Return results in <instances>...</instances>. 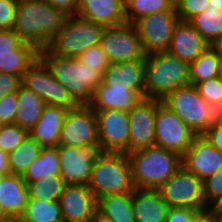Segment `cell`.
Listing matches in <instances>:
<instances>
[{
  "label": "cell",
  "instance_id": "cell-1",
  "mask_svg": "<svg viewBox=\"0 0 222 222\" xmlns=\"http://www.w3.org/2000/svg\"><path fill=\"white\" fill-rule=\"evenodd\" d=\"M69 15L45 0L18 1L13 30L38 51L49 47Z\"/></svg>",
  "mask_w": 222,
  "mask_h": 222
},
{
  "label": "cell",
  "instance_id": "cell-2",
  "mask_svg": "<svg viewBox=\"0 0 222 222\" xmlns=\"http://www.w3.org/2000/svg\"><path fill=\"white\" fill-rule=\"evenodd\" d=\"M39 59L78 105H89L95 89L103 83L100 71L85 66L78 59L53 54L48 48L39 51Z\"/></svg>",
  "mask_w": 222,
  "mask_h": 222
},
{
  "label": "cell",
  "instance_id": "cell-3",
  "mask_svg": "<svg viewBox=\"0 0 222 222\" xmlns=\"http://www.w3.org/2000/svg\"><path fill=\"white\" fill-rule=\"evenodd\" d=\"M128 156L137 189H158L182 167L181 155L156 145L134 151Z\"/></svg>",
  "mask_w": 222,
  "mask_h": 222
},
{
  "label": "cell",
  "instance_id": "cell-4",
  "mask_svg": "<svg viewBox=\"0 0 222 222\" xmlns=\"http://www.w3.org/2000/svg\"><path fill=\"white\" fill-rule=\"evenodd\" d=\"M189 64L168 51L145 57V97L162 100L179 87L189 85Z\"/></svg>",
  "mask_w": 222,
  "mask_h": 222
},
{
  "label": "cell",
  "instance_id": "cell-5",
  "mask_svg": "<svg viewBox=\"0 0 222 222\" xmlns=\"http://www.w3.org/2000/svg\"><path fill=\"white\" fill-rule=\"evenodd\" d=\"M88 187L102 197L133 192L132 164L126 153L101 152L92 166Z\"/></svg>",
  "mask_w": 222,
  "mask_h": 222
},
{
  "label": "cell",
  "instance_id": "cell-6",
  "mask_svg": "<svg viewBox=\"0 0 222 222\" xmlns=\"http://www.w3.org/2000/svg\"><path fill=\"white\" fill-rule=\"evenodd\" d=\"M105 28L78 15H69L48 49L53 54L77 59L90 47L100 44Z\"/></svg>",
  "mask_w": 222,
  "mask_h": 222
},
{
  "label": "cell",
  "instance_id": "cell-7",
  "mask_svg": "<svg viewBox=\"0 0 222 222\" xmlns=\"http://www.w3.org/2000/svg\"><path fill=\"white\" fill-rule=\"evenodd\" d=\"M163 103L177 114L196 135H203L217 120L216 109L189 84L170 92Z\"/></svg>",
  "mask_w": 222,
  "mask_h": 222
},
{
  "label": "cell",
  "instance_id": "cell-8",
  "mask_svg": "<svg viewBox=\"0 0 222 222\" xmlns=\"http://www.w3.org/2000/svg\"><path fill=\"white\" fill-rule=\"evenodd\" d=\"M180 21L176 6L170 10L145 15L133 24L146 55L168 51L176 24Z\"/></svg>",
  "mask_w": 222,
  "mask_h": 222
},
{
  "label": "cell",
  "instance_id": "cell-9",
  "mask_svg": "<svg viewBox=\"0 0 222 222\" xmlns=\"http://www.w3.org/2000/svg\"><path fill=\"white\" fill-rule=\"evenodd\" d=\"M158 190L170 208L189 207L197 210L208 208L204 198L203 182L183 166Z\"/></svg>",
  "mask_w": 222,
  "mask_h": 222
},
{
  "label": "cell",
  "instance_id": "cell-10",
  "mask_svg": "<svg viewBox=\"0 0 222 222\" xmlns=\"http://www.w3.org/2000/svg\"><path fill=\"white\" fill-rule=\"evenodd\" d=\"M58 146L99 148L97 118L89 105H78L68 110Z\"/></svg>",
  "mask_w": 222,
  "mask_h": 222
},
{
  "label": "cell",
  "instance_id": "cell-11",
  "mask_svg": "<svg viewBox=\"0 0 222 222\" xmlns=\"http://www.w3.org/2000/svg\"><path fill=\"white\" fill-rule=\"evenodd\" d=\"M100 45L111 63L136 61L146 57L133 23L106 26Z\"/></svg>",
  "mask_w": 222,
  "mask_h": 222
},
{
  "label": "cell",
  "instance_id": "cell-12",
  "mask_svg": "<svg viewBox=\"0 0 222 222\" xmlns=\"http://www.w3.org/2000/svg\"><path fill=\"white\" fill-rule=\"evenodd\" d=\"M22 85L39 95L46 105L68 110L78 106L68 90L53 77L39 58L23 75Z\"/></svg>",
  "mask_w": 222,
  "mask_h": 222
},
{
  "label": "cell",
  "instance_id": "cell-13",
  "mask_svg": "<svg viewBox=\"0 0 222 222\" xmlns=\"http://www.w3.org/2000/svg\"><path fill=\"white\" fill-rule=\"evenodd\" d=\"M198 135L163 102L157 108L156 146L183 155Z\"/></svg>",
  "mask_w": 222,
  "mask_h": 222
},
{
  "label": "cell",
  "instance_id": "cell-14",
  "mask_svg": "<svg viewBox=\"0 0 222 222\" xmlns=\"http://www.w3.org/2000/svg\"><path fill=\"white\" fill-rule=\"evenodd\" d=\"M95 114L101 151L129 154V112L108 109Z\"/></svg>",
  "mask_w": 222,
  "mask_h": 222
},
{
  "label": "cell",
  "instance_id": "cell-15",
  "mask_svg": "<svg viewBox=\"0 0 222 222\" xmlns=\"http://www.w3.org/2000/svg\"><path fill=\"white\" fill-rule=\"evenodd\" d=\"M162 102L145 97L129 111V153L156 145V115Z\"/></svg>",
  "mask_w": 222,
  "mask_h": 222
},
{
  "label": "cell",
  "instance_id": "cell-16",
  "mask_svg": "<svg viewBox=\"0 0 222 222\" xmlns=\"http://www.w3.org/2000/svg\"><path fill=\"white\" fill-rule=\"evenodd\" d=\"M60 176L67 185L88 184L92 166L102 152L100 148L58 146Z\"/></svg>",
  "mask_w": 222,
  "mask_h": 222
},
{
  "label": "cell",
  "instance_id": "cell-17",
  "mask_svg": "<svg viewBox=\"0 0 222 222\" xmlns=\"http://www.w3.org/2000/svg\"><path fill=\"white\" fill-rule=\"evenodd\" d=\"M64 222H94L98 200L87 184L66 185L59 198Z\"/></svg>",
  "mask_w": 222,
  "mask_h": 222
},
{
  "label": "cell",
  "instance_id": "cell-18",
  "mask_svg": "<svg viewBox=\"0 0 222 222\" xmlns=\"http://www.w3.org/2000/svg\"><path fill=\"white\" fill-rule=\"evenodd\" d=\"M182 166L204 182L222 168V153L200 135L182 155Z\"/></svg>",
  "mask_w": 222,
  "mask_h": 222
},
{
  "label": "cell",
  "instance_id": "cell-19",
  "mask_svg": "<svg viewBox=\"0 0 222 222\" xmlns=\"http://www.w3.org/2000/svg\"><path fill=\"white\" fill-rule=\"evenodd\" d=\"M210 46L188 21L180 20L175 26L168 52L191 64Z\"/></svg>",
  "mask_w": 222,
  "mask_h": 222
},
{
  "label": "cell",
  "instance_id": "cell-20",
  "mask_svg": "<svg viewBox=\"0 0 222 222\" xmlns=\"http://www.w3.org/2000/svg\"><path fill=\"white\" fill-rule=\"evenodd\" d=\"M103 83L145 94V59L111 63L103 73Z\"/></svg>",
  "mask_w": 222,
  "mask_h": 222
},
{
  "label": "cell",
  "instance_id": "cell-21",
  "mask_svg": "<svg viewBox=\"0 0 222 222\" xmlns=\"http://www.w3.org/2000/svg\"><path fill=\"white\" fill-rule=\"evenodd\" d=\"M29 200L28 186L22 175L8 174L0 177V210L3 215L19 219Z\"/></svg>",
  "mask_w": 222,
  "mask_h": 222
},
{
  "label": "cell",
  "instance_id": "cell-22",
  "mask_svg": "<svg viewBox=\"0 0 222 222\" xmlns=\"http://www.w3.org/2000/svg\"><path fill=\"white\" fill-rule=\"evenodd\" d=\"M76 15L104 26L127 22L125 0H79Z\"/></svg>",
  "mask_w": 222,
  "mask_h": 222
},
{
  "label": "cell",
  "instance_id": "cell-23",
  "mask_svg": "<svg viewBox=\"0 0 222 222\" xmlns=\"http://www.w3.org/2000/svg\"><path fill=\"white\" fill-rule=\"evenodd\" d=\"M68 109L46 105L42 116L29 135L43 148L58 147L61 129Z\"/></svg>",
  "mask_w": 222,
  "mask_h": 222
},
{
  "label": "cell",
  "instance_id": "cell-24",
  "mask_svg": "<svg viewBox=\"0 0 222 222\" xmlns=\"http://www.w3.org/2000/svg\"><path fill=\"white\" fill-rule=\"evenodd\" d=\"M142 98H145V94H136L126 88L110 87L102 83L95 89L89 106L94 111L115 109L129 112Z\"/></svg>",
  "mask_w": 222,
  "mask_h": 222
},
{
  "label": "cell",
  "instance_id": "cell-25",
  "mask_svg": "<svg viewBox=\"0 0 222 222\" xmlns=\"http://www.w3.org/2000/svg\"><path fill=\"white\" fill-rule=\"evenodd\" d=\"M170 206L158 189H135L133 210L135 222H165Z\"/></svg>",
  "mask_w": 222,
  "mask_h": 222
},
{
  "label": "cell",
  "instance_id": "cell-26",
  "mask_svg": "<svg viewBox=\"0 0 222 222\" xmlns=\"http://www.w3.org/2000/svg\"><path fill=\"white\" fill-rule=\"evenodd\" d=\"M98 217L105 222H135L133 192L100 198Z\"/></svg>",
  "mask_w": 222,
  "mask_h": 222
},
{
  "label": "cell",
  "instance_id": "cell-27",
  "mask_svg": "<svg viewBox=\"0 0 222 222\" xmlns=\"http://www.w3.org/2000/svg\"><path fill=\"white\" fill-rule=\"evenodd\" d=\"M17 96L18 104L14 124L29 132L41 118L46 104L39 95L23 85L17 91Z\"/></svg>",
  "mask_w": 222,
  "mask_h": 222
},
{
  "label": "cell",
  "instance_id": "cell-28",
  "mask_svg": "<svg viewBox=\"0 0 222 222\" xmlns=\"http://www.w3.org/2000/svg\"><path fill=\"white\" fill-rule=\"evenodd\" d=\"M38 58L39 51L28 43L16 51H0V73L23 77Z\"/></svg>",
  "mask_w": 222,
  "mask_h": 222
},
{
  "label": "cell",
  "instance_id": "cell-29",
  "mask_svg": "<svg viewBox=\"0 0 222 222\" xmlns=\"http://www.w3.org/2000/svg\"><path fill=\"white\" fill-rule=\"evenodd\" d=\"M60 158L57 147L42 148L39 156L22 175L26 184L40 179L49 180L51 175H60Z\"/></svg>",
  "mask_w": 222,
  "mask_h": 222
},
{
  "label": "cell",
  "instance_id": "cell-30",
  "mask_svg": "<svg viewBox=\"0 0 222 222\" xmlns=\"http://www.w3.org/2000/svg\"><path fill=\"white\" fill-rule=\"evenodd\" d=\"M212 45L222 38V11L207 7L201 14L188 21Z\"/></svg>",
  "mask_w": 222,
  "mask_h": 222
},
{
  "label": "cell",
  "instance_id": "cell-31",
  "mask_svg": "<svg viewBox=\"0 0 222 222\" xmlns=\"http://www.w3.org/2000/svg\"><path fill=\"white\" fill-rule=\"evenodd\" d=\"M19 219L25 222H64L59 200L29 199L25 212Z\"/></svg>",
  "mask_w": 222,
  "mask_h": 222
},
{
  "label": "cell",
  "instance_id": "cell-32",
  "mask_svg": "<svg viewBox=\"0 0 222 222\" xmlns=\"http://www.w3.org/2000/svg\"><path fill=\"white\" fill-rule=\"evenodd\" d=\"M220 61L217 52L210 46L197 60L189 64L190 84L195 85L218 77Z\"/></svg>",
  "mask_w": 222,
  "mask_h": 222
},
{
  "label": "cell",
  "instance_id": "cell-33",
  "mask_svg": "<svg viewBox=\"0 0 222 222\" xmlns=\"http://www.w3.org/2000/svg\"><path fill=\"white\" fill-rule=\"evenodd\" d=\"M43 147L30 135L8 154L10 173L23 175L28 166L39 156Z\"/></svg>",
  "mask_w": 222,
  "mask_h": 222
},
{
  "label": "cell",
  "instance_id": "cell-34",
  "mask_svg": "<svg viewBox=\"0 0 222 222\" xmlns=\"http://www.w3.org/2000/svg\"><path fill=\"white\" fill-rule=\"evenodd\" d=\"M67 184L60 175H51L49 180L40 179L28 184L29 199L59 200Z\"/></svg>",
  "mask_w": 222,
  "mask_h": 222
},
{
  "label": "cell",
  "instance_id": "cell-35",
  "mask_svg": "<svg viewBox=\"0 0 222 222\" xmlns=\"http://www.w3.org/2000/svg\"><path fill=\"white\" fill-rule=\"evenodd\" d=\"M173 6L170 0H125L126 19L134 23L145 15L167 11Z\"/></svg>",
  "mask_w": 222,
  "mask_h": 222
},
{
  "label": "cell",
  "instance_id": "cell-36",
  "mask_svg": "<svg viewBox=\"0 0 222 222\" xmlns=\"http://www.w3.org/2000/svg\"><path fill=\"white\" fill-rule=\"evenodd\" d=\"M28 136L29 132L17 124L0 125V149L9 154Z\"/></svg>",
  "mask_w": 222,
  "mask_h": 222
},
{
  "label": "cell",
  "instance_id": "cell-37",
  "mask_svg": "<svg viewBox=\"0 0 222 222\" xmlns=\"http://www.w3.org/2000/svg\"><path fill=\"white\" fill-rule=\"evenodd\" d=\"M204 184L206 206L215 208L222 203V168L212 174Z\"/></svg>",
  "mask_w": 222,
  "mask_h": 222
},
{
  "label": "cell",
  "instance_id": "cell-38",
  "mask_svg": "<svg viewBox=\"0 0 222 222\" xmlns=\"http://www.w3.org/2000/svg\"><path fill=\"white\" fill-rule=\"evenodd\" d=\"M195 87L202 98L215 109L221 103L222 81L218 77L196 83Z\"/></svg>",
  "mask_w": 222,
  "mask_h": 222
},
{
  "label": "cell",
  "instance_id": "cell-39",
  "mask_svg": "<svg viewBox=\"0 0 222 222\" xmlns=\"http://www.w3.org/2000/svg\"><path fill=\"white\" fill-rule=\"evenodd\" d=\"M85 66L95 68L102 74L110 66L111 62L101 45H95L83 52L78 58Z\"/></svg>",
  "mask_w": 222,
  "mask_h": 222
},
{
  "label": "cell",
  "instance_id": "cell-40",
  "mask_svg": "<svg viewBox=\"0 0 222 222\" xmlns=\"http://www.w3.org/2000/svg\"><path fill=\"white\" fill-rule=\"evenodd\" d=\"M208 4L209 0H181L175 6L180 20L189 21L204 12Z\"/></svg>",
  "mask_w": 222,
  "mask_h": 222
},
{
  "label": "cell",
  "instance_id": "cell-41",
  "mask_svg": "<svg viewBox=\"0 0 222 222\" xmlns=\"http://www.w3.org/2000/svg\"><path fill=\"white\" fill-rule=\"evenodd\" d=\"M17 104V92L7 94L0 99V125L14 124Z\"/></svg>",
  "mask_w": 222,
  "mask_h": 222
},
{
  "label": "cell",
  "instance_id": "cell-42",
  "mask_svg": "<svg viewBox=\"0 0 222 222\" xmlns=\"http://www.w3.org/2000/svg\"><path fill=\"white\" fill-rule=\"evenodd\" d=\"M18 0H0V30H12L15 23Z\"/></svg>",
  "mask_w": 222,
  "mask_h": 222
},
{
  "label": "cell",
  "instance_id": "cell-43",
  "mask_svg": "<svg viewBox=\"0 0 222 222\" xmlns=\"http://www.w3.org/2000/svg\"><path fill=\"white\" fill-rule=\"evenodd\" d=\"M21 85V76L0 73V99L7 94L17 92Z\"/></svg>",
  "mask_w": 222,
  "mask_h": 222
},
{
  "label": "cell",
  "instance_id": "cell-44",
  "mask_svg": "<svg viewBox=\"0 0 222 222\" xmlns=\"http://www.w3.org/2000/svg\"><path fill=\"white\" fill-rule=\"evenodd\" d=\"M24 42L14 30H0V51H16Z\"/></svg>",
  "mask_w": 222,
  "mask_h": 222
},
{
  "label": "cell",
  "instance_id": "cell-45",
  "mask_svg": "<svg viewBox=\"0 0 222 222\" xmlns=\"http://www.w3.org/2000/svg\"><path fill=\"white\" fill-rule=\"evenodd\" d=\"M197 211L189 207L170 208L165 222H192Z\"/></svg>",
  "mask_w": 222,
  "mask_h": 222
},
{
  "label": "cell",
  "instance_id": "cell-46",
  "mask_svg": "<svg viewBox=\"0 0 222 222\" xmlns=\"http://www.w3.org/2000/svg\"><path fill=\"white\" fill-rule=\"evenodd\" d=\"M203 137L222 153V120L218 119Z\"/></svg>",
  "mask_w": 222,
  "mask_h": 222
},
{
  "label": "cell",
  "instance_id": "cell-47",
  "mask_svg": "<svg viewBox=\"0 0 222 222\" xmlns=\"http://www.w3.org/2000/svg\"><path fill=\"white\" fill-rule=\"evenodd\" d=\"M54 8L65 11L68 15H76L79 7V0H45Z\"/></svg>",
  "mask_w": 222,
  "mask_h": 222
},
{
  "label": "cell",
  "instance_id": "cell-48",
  "mask_svg": "<svg viewBox=\"0 0 222 222\" xmlns=\"http://www.w3.org/2000/svg\"><path fill=\"white\" fill-rule=\"evenodd\" d=\"M192 222H218L216 209L208 207L203 210H198Z\"/></svg>",
  "mask_w": 222,
  "mask_h": 222
},
{
  "label": "cell",
  "instance_id": "cell-49",
  "mask_svg": "<svg viewBox=\"0 0 222 222\" xmlns=\"http://www.w3.org/2000/svg\"><path fill=\"white\" fill-rule=\"evenodd\" d=\"M10 173L8 154L0 149V177Z\"/></svg>",
  "mask_w": 222,
  "mask_h": 222
},
{
  "label": "cell",
  "instance_id": "cell-50",
  "mask_svg": "<svg viewBox=\"0 0 222 222\" xmlns=\"http://www.w3.org/2000/svg\"><path fill=\"white\" fill-rule=\"evenodd\" d=\"M211 46L217 52L220 60L222 61V38L215 41Z\"/></svg>",
  "mask_w": 222,
  "mask_h": 222
},
{
  "label": "cell",
  "instance_id": "cell-51",
  "mask_svg": "<svg viewBox=\"0 0 222 222\" xmlns=\"http://www.w3.org/2000/svg\"><path fill=\"white\" fill-rule=\"evenodd\" d=\"M208 7L219 8V11H222V0H209Z\"/></svg>",
  "mask_w": 222,
  "mask_h": 222
},
{
  "label": "cell",
  "instance_id": "cell-52",
  "mask_svg": "<svg viewBox=\"0 0 222 222\" xmlns=\"http://www.w3.org/2000/svg\"><path fill=\"white\" fill-rule=\"evenodd\" d=\"M0 222H16V219L11 216L4 215L0 217Z\"/></svg>",
  "mask_w": 222,
  "mask_h": 222
},
{
  "label": "cell",
  "instance_id": "cell-53",
  "mask_svg": "<svg viewBox=\"0 0 222 222\" xmlns=\"http://www.w3.org/2000/svg\"><path fill=\"white\" fill-rule=\"evenodd\" d=\"M216 116L218 119L222 120V101L221 103L216 107Z\"/></svg>",
  "mask_w": 222,
  "mask_h": 222
},
{
  "label": "cell",
  "instance_id": "cell-54",
  "mask_svg": "<svg viewBox=\"0 0 222 222\" xmlns=\"http://www.w3.org/2000/svg\"><path fill=\"white\" fill-rule=\"evenodd\" d=\"M218 78L222 81V61L219 64Z\"/></svg>",
  "mask_w": 222,
  "mask_h": 222
},
{
  "label": "cell",
  "instance_id": "cell-55",
  "mask_svg": "<svg viewBox=\"0 0 222 222\" xmlns=\"http://www.w3.org/2000/svg\"><path fill=\"white\" fill-rule=\"evenodd\" d=\"M218 222H222V210H216Z\"/></svg>",
  "mask_w": 222,
  "mask_h": 222
},
{
  "label": "cell",
  "instance_id": "cell-56",
  "mask_svg": "<svg viewBox=\"0 0 222 222\" xmlns=\"http://www.w3.org/2000/svg\"><path fill=\"white\" fill-rule=\"evenodd\" d=\"M216 210H222V203L219 206L215 207Z\"/></svg>",
  "mask_w": 222,
  "mask_h": 222
},
{
  "label": "cell",
  "instance_id": "cell-57",
  "mask_svg": "<svg viewBox=\"0 0 222 222\" xmlns=\"http://www.w3.org/2000/svg\"><path fill=\"white\" fill-rule=\"evenodd\" d=\"M94 222H105V221H103L102 219H100L99 217H97Z\"/></svg>",
  "mask_w": 222,
  "mask_h": 222
},
{
  "label": "cell",
  "instance_id": "cell-58",
  "mask_svg": "<svg viewBox=\"0 0 222 222\" xmlns=\"http://www.w3.org/2000/svg\"><path fill=\"white\" fill-rule=\"evenodd\" d=\"M174 5H176L181 0H170Z\"/></svg>",
  "mask_w": 222,
  "mask_h": 222
},
{
  "label": "cell",
  "instance_id": "cell-59",
  "mask_svg": "<svg viewBox=\"0 0 222 222\" xmlns=\"http://www.w3.org/2000/svg\"><path fill=\"white\" fill-rule=\"evenodd\" d=\"M16 222H25V221H21L20 219H16Z\"/></svg>",
  "mask_w": 222,
  "mask_h": 222
}]
</instances>
